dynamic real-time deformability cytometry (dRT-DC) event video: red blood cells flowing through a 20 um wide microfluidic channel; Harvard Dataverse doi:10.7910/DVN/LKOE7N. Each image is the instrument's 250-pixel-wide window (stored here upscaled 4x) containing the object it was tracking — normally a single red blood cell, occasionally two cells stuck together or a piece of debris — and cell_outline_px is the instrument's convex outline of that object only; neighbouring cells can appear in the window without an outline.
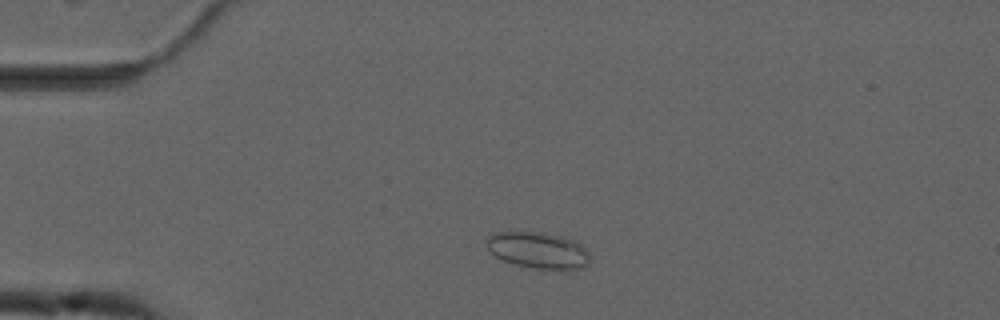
{"species": "common noctule bat (a hibernating species)", "species_latin": "Nyctalus noctula", "temperature_condition": "cold", "stored_images_in_passage": 49, "camera_frame_rate_fps": 3000, "um_per_image_px": 0.085, "animal": {"sex": "male", "forearm_length_mm": 52.5}, "frame": {"image": 1, "passage_image": 7, "time_ms": 2.0, "image_size_px": [1000, 320], "cell_outline_px": [[592, 256], [588, 264], [584, 268], [564, 272], [532, 268], [516, 264], [504, 260], [496, 256], [484, 244], [488, 236], [496, 232], [540, 232], [564, 236], [576, 240]], "centroid_in_image_um": [45.82, 21.3], "position_along_channel_um": 39.2, "area_um2": 22.6}}
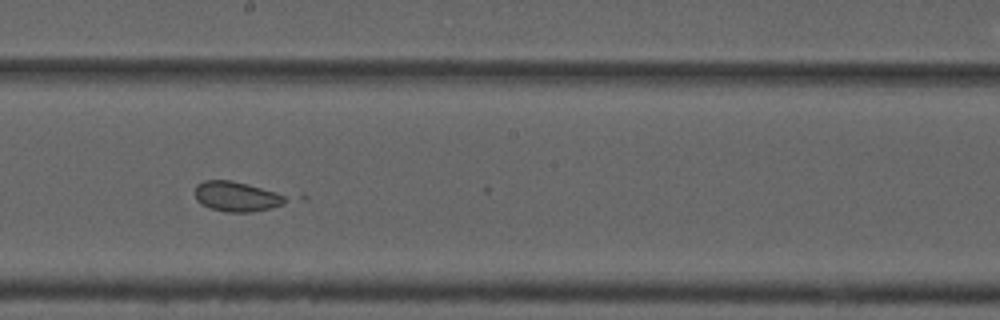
{"frame": {"image": 2, "passage_image": 25, "time_ms": 8.0, "image_size_px": [1000, 320], "cell_outline_px": [[292, 200], [284, 204], [252, 212], [224, 212], [208, 208], [196, 200], [196, 184], [204, 180], [232, 180], [248, 184], [284, 196]], "centroid_in_image_um": [20.08, 16.71], "position_along_channel_um": 228.1, "area_um2": 15.78}}
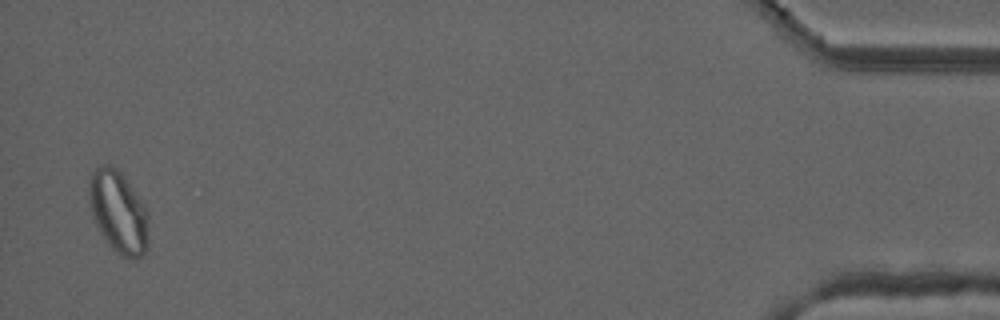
{"frame": {"image": 3, "passage_image": 48, "time_ms": 15.667, "image_size_px": [1000, 320], "cell_outline_px": [[148, 248], [140, 256], [132, 260], [120, 256], [108, 244], [96, 224], [92, 212], [88, 196], [88, 192], [92, 172], [96, 168], [104, 164], [108, 164], [116, 168], [120, 172], [144, 204], [148, 216]], "centroid_in_image_um": [10.08, 18.05], "position_along_channel_um": 425.1, "area_um2": 28.32}}